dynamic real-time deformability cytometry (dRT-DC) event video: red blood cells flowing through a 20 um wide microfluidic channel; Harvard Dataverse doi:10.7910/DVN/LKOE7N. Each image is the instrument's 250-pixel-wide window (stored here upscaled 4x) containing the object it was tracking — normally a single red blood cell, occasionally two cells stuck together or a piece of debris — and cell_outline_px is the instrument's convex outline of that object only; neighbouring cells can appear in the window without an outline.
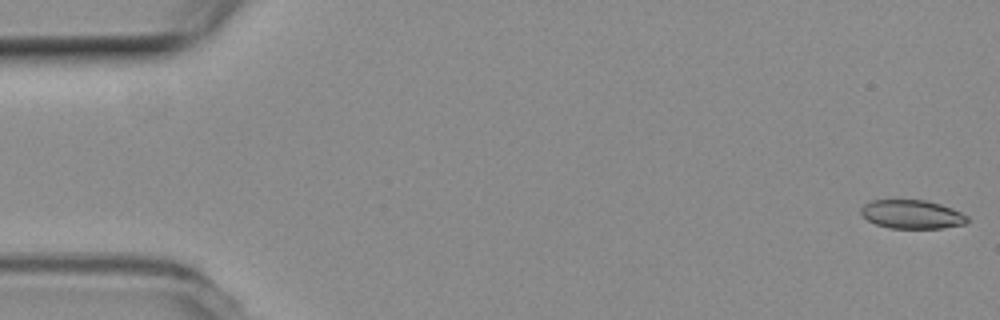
{"species": "common noctule bat (a hibernating species)", "species_latin": "Nyctalus noctula", "temperature_condition": "room temperature", "stored_images_in_passage": 54, "camera_frame_rate_fps": 3000, "um_per_image_px": 0.085, "animal": {"sex": "female", "body_mass_g": 19.3, "forearm_length_mm": 54.1}, "frame": {"image": 1, "passage_image": 1, "time_ms": 0.0, "image_size_px": [1000, 320], "cell_outline_px": [[968, 220], [964, 224], [940, 228], [888, 228], [876, 224], [868, 220], [860, 212], [860, 208], [864, 204], [872, 200], [928, 200], [952, 208], [968, 216]], "centroid_in_image_um": [77.5, 18.21], "position_along_channel_um": 7.5, "area_um2": 17.74}}
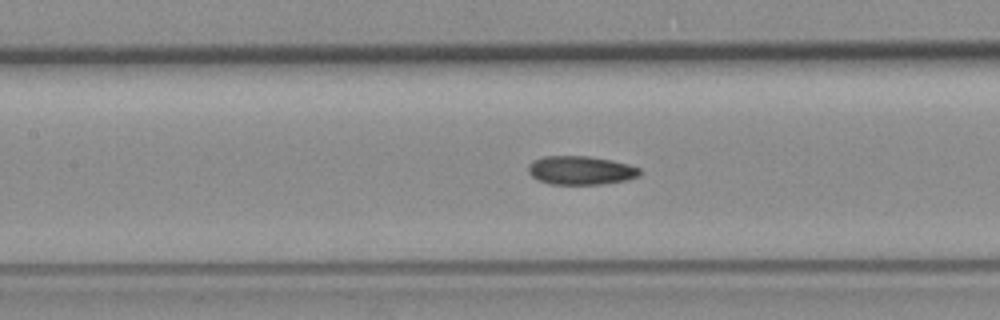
{"frame": {"image": 2, "passage_image": 24, "time_ms": 7.667, "image_size_px": [1000, 320], "cell_outline_px": [[640, 176], [628, 180], [600, 184], [548, 184], [536, 180], [528, 172], [528, 164], [532, 160], [544, 156], [592, 156], [612, 160], [628, 164], [640, 168]], "centroid_in_image_um": [49.34, 14.48], "position_along_channel_um": 158.1, "area_um2": 18.9}}
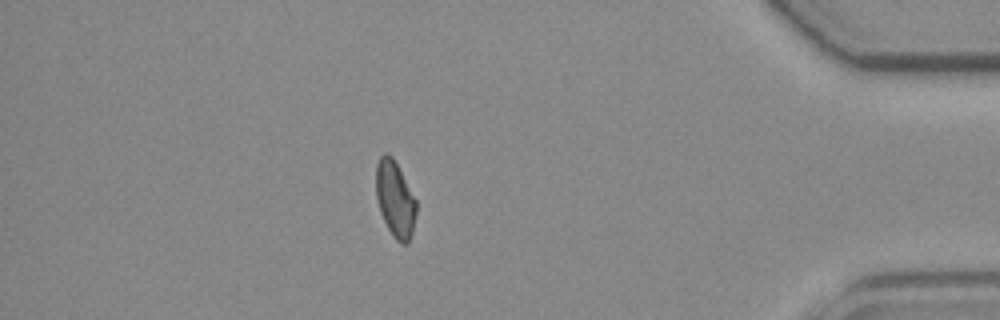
{"frame": {"image": 3, "passage_image": 47, "time_ms": 15.333, "image_size_px": [1000, 320], "cell_outline_px": [[416, 212], [412, 232], [408, 244], [400, 244], [392, 236], [380, 212], [376, 196], [376, 164], [380, 156], [384, 152], [388, 152], [392, 156], [416, 200]], "centroid_in_image_um": [33.57, 16.93], "position_along_channel_um": 401.6, "area_um2": 17.8}, "authors_computed_cell_mechanics": {"area_um2": 18.4382, "velocity_mm_per_s": 3.78, "shape_relaxation_time_tau1_ms": null, "shape_relaxation_time_tau2_ms": 5.2216, "deformation_change_tau1": null, "deformation_change_tau2": 0.1015}}